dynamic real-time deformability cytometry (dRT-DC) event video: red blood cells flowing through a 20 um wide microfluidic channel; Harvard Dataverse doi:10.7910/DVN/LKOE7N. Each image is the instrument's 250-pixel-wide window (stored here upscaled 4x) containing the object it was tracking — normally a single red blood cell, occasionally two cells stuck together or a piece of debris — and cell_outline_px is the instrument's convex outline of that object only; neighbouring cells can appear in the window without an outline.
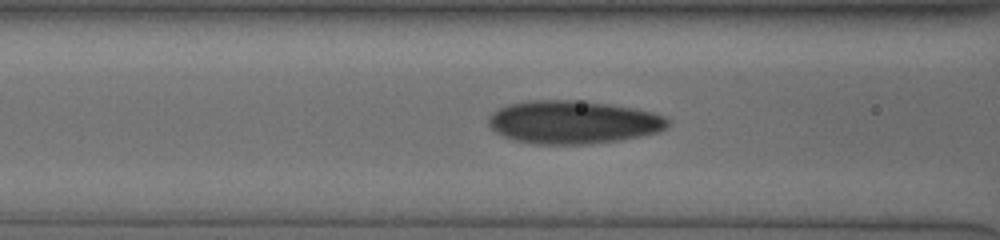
{"species": "human", "species_latin": "Homo sapiens", "temperature_condition": "cold", "stored_images_in_passage": 21, "camera_frame_rate_fps": 3000, "um_per_image_px": 0.085, "donor": {"sex": "male"}, "frame": {"image": 1, "passage_image": 12, "time_ms": 3.667, "image_size_px": [1000, 240], "cell_outline_px": [[668, 124], [664, 128], [656, 132], [640, 136], [620, 140], [588, 144], [532, 144], [516, 140], [504, 136], [496, 132], [488, 124], [488, 116], [492, 112], [508, 104], [528, 100], [572, 100], [608, 104], [632, 108], [664, 116], [668, 120]], "centroid_in_image_um": [48.65, 10.38], "position_along_channel_um": 118.0, "area_um2": 44.68}}
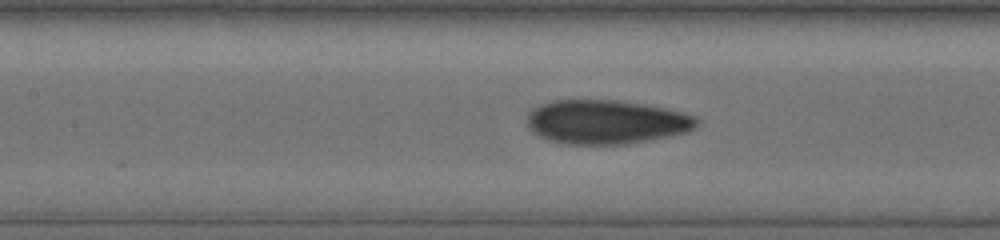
{"frame": {"image": 2, "passage_image": 15, "time_ms": 4.667, "image_size_px": [1000, 240], "cell_outline_px": [[700, 120], [696, 128], [688, 132], [648, 140], [624, 144], [568, 144], [548, 140], [540, 136], [528, 128], [528, 112], [532, 108], [540, 104], [552, 100], [616, 100], [644, 104], [664, 108], [696, 116]], "centroid_in_image_um": [51.53, 10.36], "position_along_channel_um": 155.9, "area_um2": 43.58}}
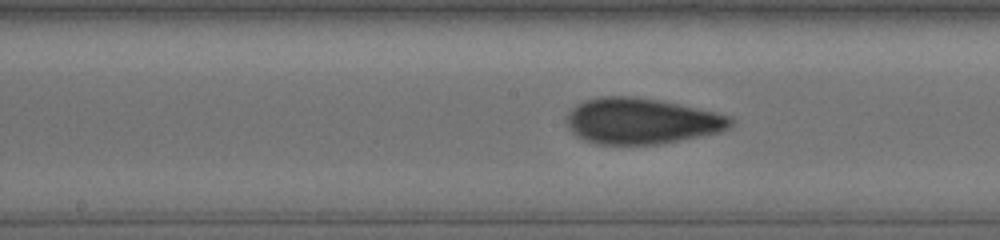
{"frame": {"image": 3, "passage_image": 18, "time_ms": 5.667, "image_size_px": [1000, 240], "cell_outline_px": [[732, 124], [728, 128], [720, 132], [660, 144], [596, 144], [584, 140], [576, 136], [568, 128], [564, 120], [564, 116], [576, 104], [584, 100], [600, 96], [632, 96], [656, 100], [676, 104], [732, 116]], "centroid_in_image_um": [54.44, 10.29], "position_along_channel_um": 193.8, "area_um2": 43.87}}